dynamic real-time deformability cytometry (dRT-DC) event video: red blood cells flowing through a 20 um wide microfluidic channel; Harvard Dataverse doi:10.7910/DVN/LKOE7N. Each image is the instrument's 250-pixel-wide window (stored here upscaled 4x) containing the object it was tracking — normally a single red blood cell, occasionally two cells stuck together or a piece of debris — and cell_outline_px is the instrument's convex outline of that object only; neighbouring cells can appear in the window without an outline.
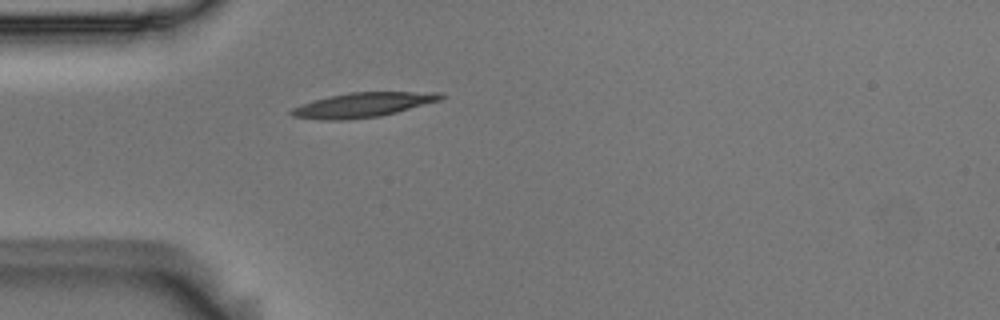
{"species": "Egyptian fruit bat (a non-hibernating species)", "species_latin": "Rousettus aegyptiacus", "temperature_condition": "room temperature", "stored_images_in_passage": 1, "camera_frame_rate_fps": 3000, "um_per_image_px": 0.085, "animal": {"sex": "male"}, "frame": {"image": 1, "passage_image": 1, "time_ms": 0.0, "image_size_px": [1000, 320], "cell_outline_px": [[444, 96], [440, 100], [396, 112], [380, 116], [344, 120], [324, 120], [292, 116], [288, 112], [292, 108], [312, 100], [328, 96], [348, 92], [444, 92]], "centroid_in_image_um": [30.82, 8.91], "position_along_channel_um": 54.2, "area_um2": 21.39}}